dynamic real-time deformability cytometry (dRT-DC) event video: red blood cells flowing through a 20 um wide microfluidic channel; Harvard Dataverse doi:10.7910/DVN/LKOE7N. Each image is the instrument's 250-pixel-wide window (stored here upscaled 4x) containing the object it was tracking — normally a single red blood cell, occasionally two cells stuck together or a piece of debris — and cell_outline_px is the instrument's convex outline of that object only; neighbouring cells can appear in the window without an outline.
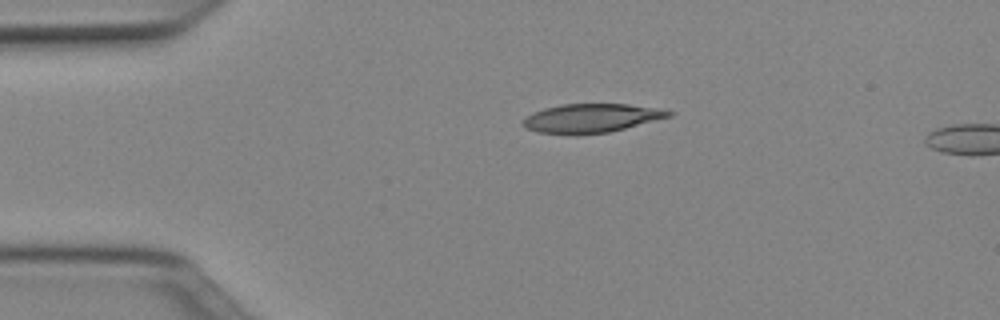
{"species": "Egyptian fruit bat (a non-hibernating species)", "species_latin": "Rousettus aegyptiacus", "temperature_condition": "cold", "stored_images_in_passage": 4, "camera_frame_rate_fps": 3000, "um_per_image_px": 0.085, "animal": {"sex": "female"}, "frame": {"image": 1, "passage_image": 1, "time_ms": 0.0, "image_size_px": [1000, 320], "cell_outline_px": [[676, 112], [672, 116], [608, 132], [536, 132], [528, 128], [524, 124], [524, 120], [532, 112], [544, 108], [560, 104], [628, 104], [660, 108]], "centroid_in_image_um": [50.35, 9.99], "position_along_channel_um": 34.7, "area_um2": 23.64}}